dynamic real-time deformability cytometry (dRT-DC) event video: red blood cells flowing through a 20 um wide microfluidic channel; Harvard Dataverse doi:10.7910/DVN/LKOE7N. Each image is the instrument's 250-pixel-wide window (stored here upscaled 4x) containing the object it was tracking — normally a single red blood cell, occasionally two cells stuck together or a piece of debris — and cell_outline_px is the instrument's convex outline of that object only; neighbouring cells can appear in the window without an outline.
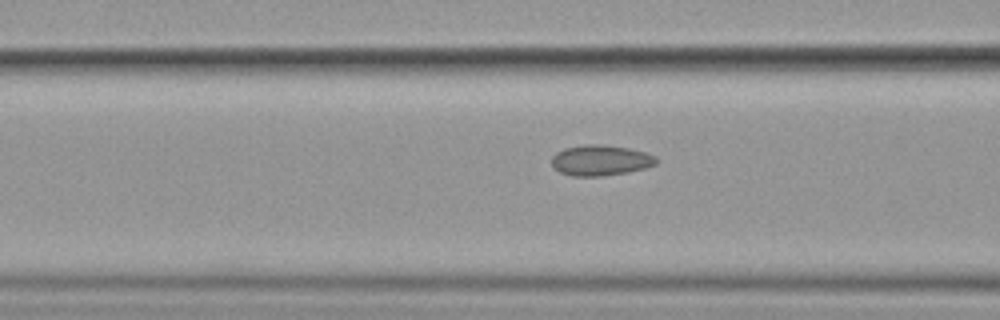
{"species": "common noctule bat (a hibernating species)", "species_latin": "Nyctalus noctula", "temperature_condition": "cold", "stored_images_in_passage": 12, "camera_frame_rate_fps": 3000, "um_per_image_px": 0.085, "animal": {"sex": "female", "body_mass_g": 19.9}, "frame": {"image": 1, "passage_image": 3, "time_ms": 3.333, "image_size_px": [1000, 320], "cell_outline_px": [[656, 164], [644, 168], [628, 172], [604, 176], [572, 176], [560, 172], [552, 164], [552, 156], [556, 152], [564, 148], [584, 144], [596, 144], [628, 148], [644, 152], [656, 156]], "centroid_in_image_um": [51.02, 13.63], "position_along_channel_um": 115.6, "area_um2": 18.55}}
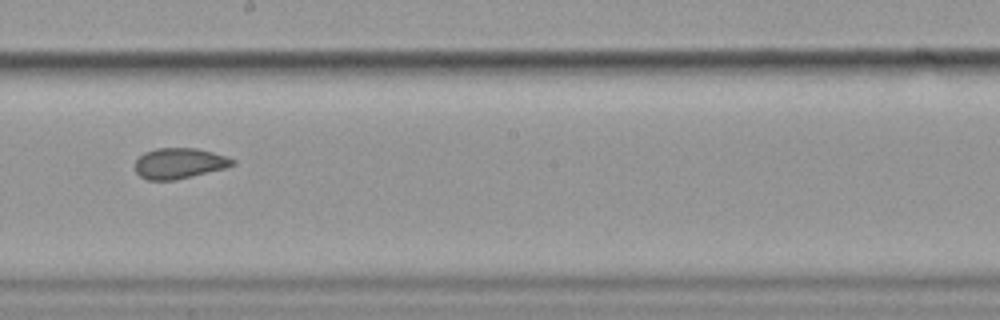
{"frame": {"image": 2, "passage_image": 6, "time_ms": 6.667, "image_size_px": [1000, 320], "cell_outline_px": [[236, 164], [224, 168], [176, 180], [148, 180], [140, 176], [136, 172], [136, 160], [144, 152], [156, 148], [196, 148], [212, 152], [236, 160]], "centroid_in_image_um": [15.23, 13.88], "position_along_channel_um": 233.0, "area_um2": 17.28}}
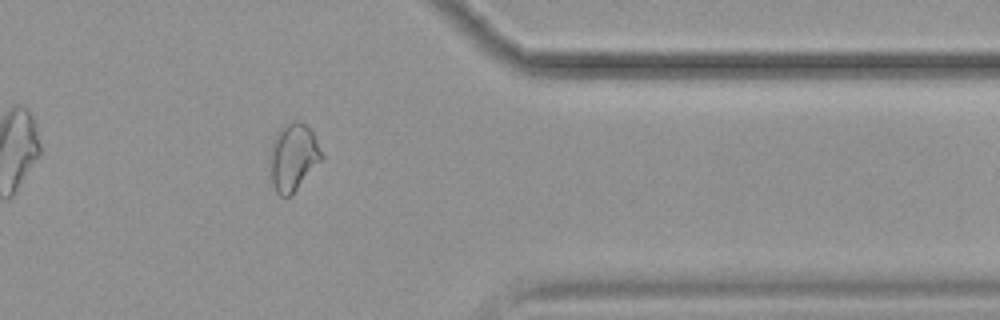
{"frame": {"image": 3, "passage_image": 10, "time_ms": 11.333, "image_size_px": [1000, 320], "cell_outline_px": [[324, 156], [292, 196], [280, 196], [276, 192], [272, 180], [268, 156], [268, 152], [272, 140], [276, 132], [284, 124], [292, 120], [300, 120], [312, 132]], "centroid_in_image_um": [24.88, 13.34], "position_along_channel_um": 386.5, "area_um2": 20.58}, "authors_computed_cell_mechanics": {"area_um2": 18.3515, "velocity_mm_per_s": 3.5148, "shape_relaxation_time_tau1_ms": 1.6043, "shape_relaxation_time_tau2_ms": 2.1875, "deformation_change_tau1": 0.1567, "deformation_change_tau2": 0.0733}}